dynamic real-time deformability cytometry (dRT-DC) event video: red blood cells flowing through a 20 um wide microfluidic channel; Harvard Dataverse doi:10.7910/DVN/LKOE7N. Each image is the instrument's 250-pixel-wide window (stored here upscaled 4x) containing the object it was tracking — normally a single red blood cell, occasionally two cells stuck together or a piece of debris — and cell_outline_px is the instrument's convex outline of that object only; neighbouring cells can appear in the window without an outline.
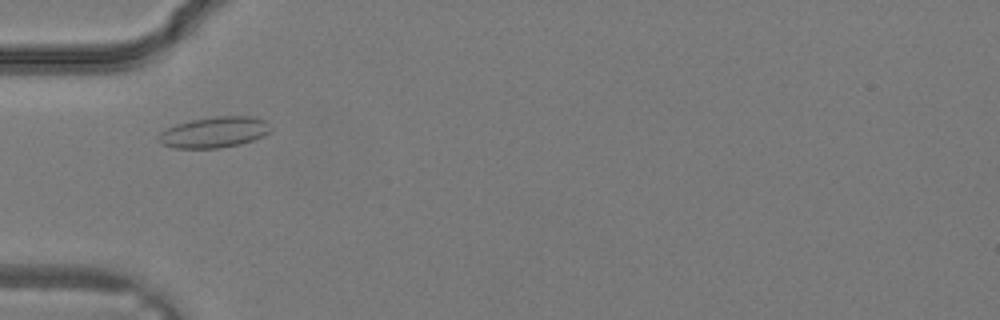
{"species": "common noctule bat (a hibernating species)", "species_latin": "Nyctalus noctula", "temperature_condition": "warm", "stored_images_in_passage": 29, "camera_frame_rate_fps": 3000, "um_per_image_px": 0.085, "animal": {"sex": "male", "body_mass_g": 19.2, "forearm_length_mm": 51.8}, "frame": {"image": 1, "passage_image": 7, "time_ms": 2.0, "image_size_px": [1000, 320], "cell_outline_px": [[272, 128], [264, 136], [240, 144], [220, 148], [172, 148], [164, 144], [156, 136], [160, 132], [176, 124], [192, 120], [216, 116], [252, 116], [264, 120]], "centroid_in_image_um": [18.22, 11.24], "position_along_channel_um": 66.8, "area_um2": 20.06}}
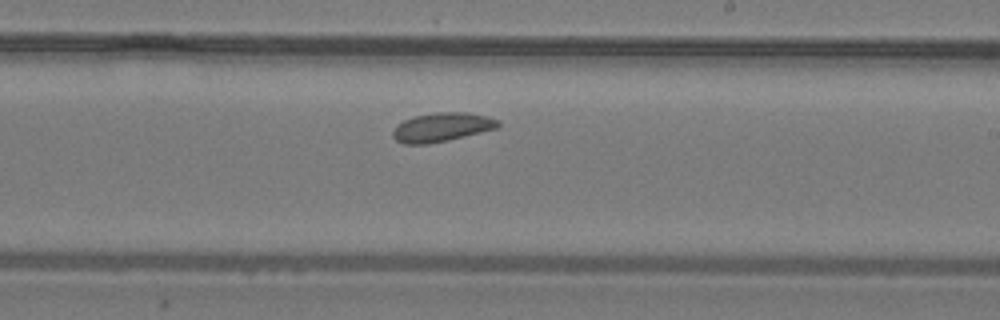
{"frame": {"image": 2, "passage_image": 16, "time_ms": 5.0, "image_size_px": [1000, 320], "cell_outline_px": [[500, 124], [496, 128], [448, 140], [428, 144], [404, 144], [396, 140], [392, 136], [392, 132], [396, 124], [404, 120], [416, 116], [436, 112], [468, 112], [488, 116], [500, 120]], "centroid_in_image_um": [37.54, 10.8], "position_along_channel_um": 251.5, "area_um2": 17.74}}
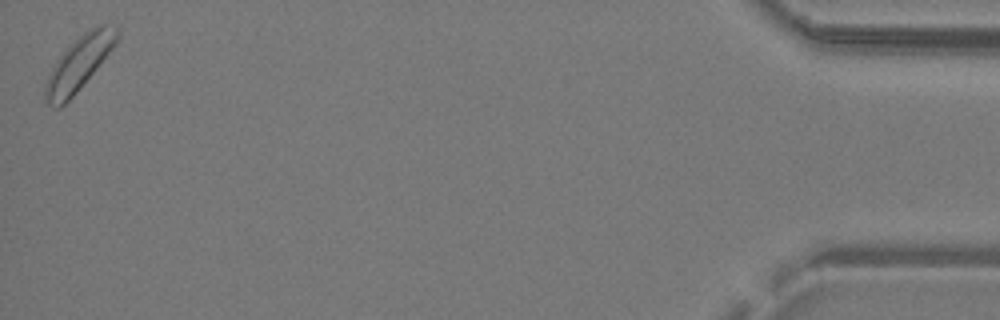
{"frame": {"image": 3, "passage_image": 29, "time_ms": 9.333, "image_size_px": [1000, 320], "cell_outline_px": [[120, 40], [76, 92], [60, 108], [56, 108], [48, 104], [44, 100], [44, 84], [56, 60], [84, 32], [100, 24], [104, 24], [120, 28]], "centroid_in_image_um": [6.73, 5.39], "position_along_channel_um": 428.5, "area_um2": 22.25}}